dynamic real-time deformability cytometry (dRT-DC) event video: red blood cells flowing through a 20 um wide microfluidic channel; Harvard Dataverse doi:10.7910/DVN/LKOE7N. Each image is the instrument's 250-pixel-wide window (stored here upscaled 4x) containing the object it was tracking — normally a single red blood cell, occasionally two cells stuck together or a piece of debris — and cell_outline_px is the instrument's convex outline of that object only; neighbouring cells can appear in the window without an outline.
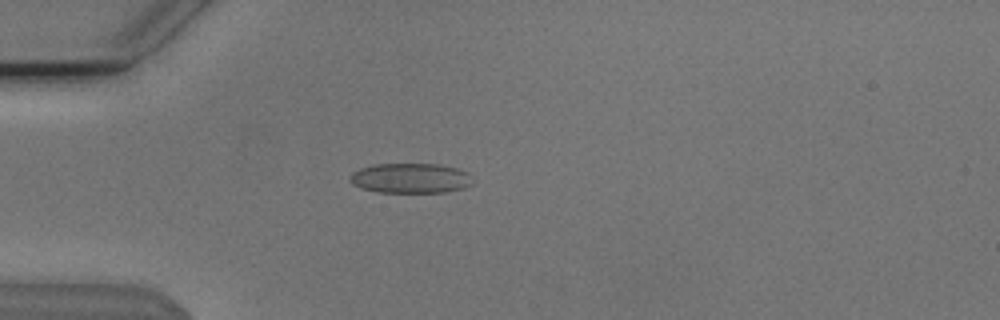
{"species": "Egyptian fruit bat (a non-hibernating species)", "species_latin": "Rousettus aegyptiacus", "temperature_condition": "cold", "stored_images_in_passage": 5, "camera_frame_rate_fps": 3000, "um_per_image_px": 0.085, "animal": {"sex": "male"}, "frame": {"image": 1, "passage_image": 4, "time_ms": 1.0, "image_size_px": [1000, 320], "cell_outline_px": [[472, 184], [464, 188], [444, 192], [380, 192], [360, 188], [352, 184], [348, 180], [348, 176], [352, 172], [360, 168], [372, 164], [440, 164], [456, 168], [468, 172]], "centroid_in_image_um": [34.84, 15.14], "position_along_channel_um": 50.2, "area_um2": 21.56}}